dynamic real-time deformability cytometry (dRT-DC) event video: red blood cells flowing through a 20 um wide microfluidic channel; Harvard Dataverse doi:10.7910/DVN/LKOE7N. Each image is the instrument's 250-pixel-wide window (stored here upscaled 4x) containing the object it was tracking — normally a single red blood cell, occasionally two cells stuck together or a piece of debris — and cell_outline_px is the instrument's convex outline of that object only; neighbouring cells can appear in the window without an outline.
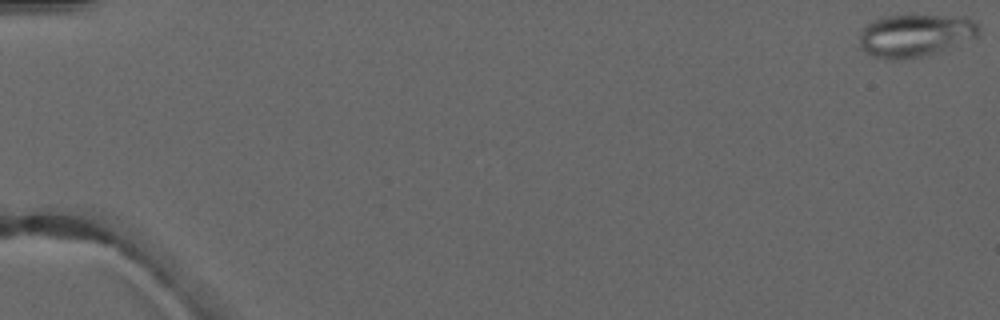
{"species": "common noctule bat (a hibernating species)", "species_latin": "Nyctalus noctula", "temperature_condition": "warm", "stored_images_in_passage": 5, "camera_frame_rate_fps": 3000, "um_per_image_px": 0.085, "animal": {"sex": "male", "forearm_length_mm": 52.5}, "frame": {"image": 1, "passage_image": 1, "time_ms": 0.0, "image_size_px": [1000, 320], "cell_outline_px": [[980, 32], [976, 36], [932, 52], [920, 56], [900, 60], [876, 56], [860, 48], [860, 32], [872, 20], [888, 16], [964, 16], [972, 20], [980, 28]], "centroid_in_image_um": [77.76, 2.98], "position_along_channel_um": 7.2, "area_um2": 28.55}}